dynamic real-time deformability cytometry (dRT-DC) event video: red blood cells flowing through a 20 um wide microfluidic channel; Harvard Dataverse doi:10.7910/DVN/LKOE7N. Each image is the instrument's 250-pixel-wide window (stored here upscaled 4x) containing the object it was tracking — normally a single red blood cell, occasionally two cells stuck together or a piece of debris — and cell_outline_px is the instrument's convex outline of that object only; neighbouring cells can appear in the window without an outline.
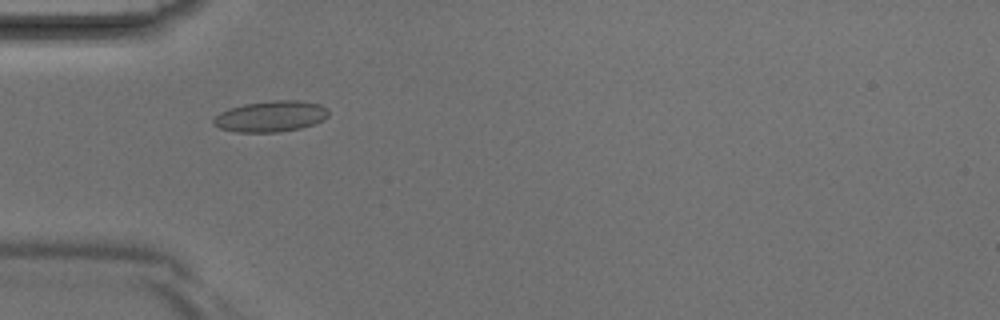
{"species": "Egyptian fruit bat (a non-hibernating species)", "species_latin": "Rousettus aegyptiacus", "temperature_condition": "room temperature", "stored_images_in_passage": 39, "camera_frame_rate_fps": 3000, "um_per_image_px": 0.085, "animal": {"sex": "male"}, "frame": {"image": 1, "passage_image": 10, "time_ms": 3.0, "image_size_px": [1000, 320], "cell_outline_px": [[328, 116], [312, 124], [300, 128], [280, 132], [236, 132], [220, 128], [212, 124], [212, 120], [220, 112], [228, 108], [244, 104], [272, 100], [296, 100], [320, 104], [328, 108]], "centroid_in_image_um": [22.98, 9.88], "position_along_channel_um": 62.0, "area_um2": 20.75}}
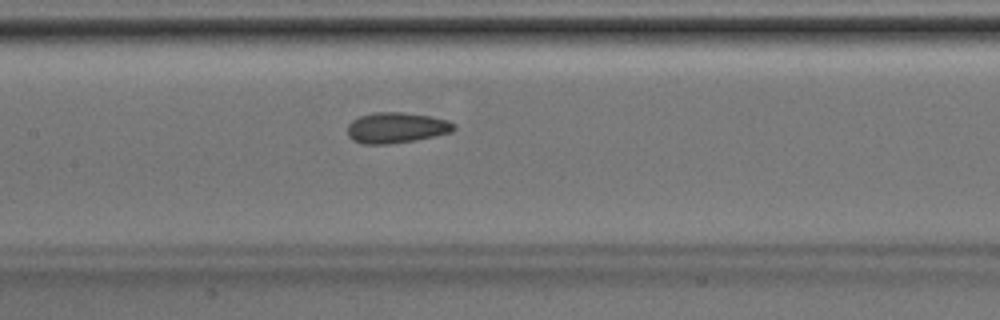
{"frame": {"image": 2, "passage_image": 17, "time_ms": 5.333, "image_size_px": [1000, 320], "cell_outline_px": [[456, 128], [452, 132], [416, 140], [388, 144], [364, 144], [352, 140], [348, 136], [348, 124], [352, 120], [360, 116], [376, 112], [404, 112], [428, 116], [448, 120], [456, 124]], "centroid_in_image_um": [33.7, 10.86], "position_along_channel_um": 173.7, "area_um2": 19.07}}
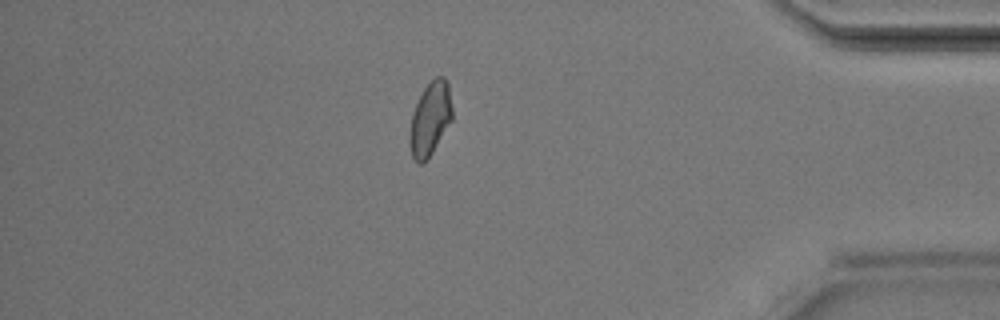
{"frame": {"image": 3, "passage_image": 33, "time_ms": 10.667, "image_size_px": [1000, 320], "cell_outline_px": [[452, 120], [428, 160], [424, 164], [420, 164], [412, 156], [408, 140], [408, 136], [412, 112], [424, 88], [436, 76], [444, 76], [448, 80], [452, 108]], "centroid_in_image_um": [36.56, 10.12], "position_along_channel_um": 398.6, "area_um2": 18.5}}